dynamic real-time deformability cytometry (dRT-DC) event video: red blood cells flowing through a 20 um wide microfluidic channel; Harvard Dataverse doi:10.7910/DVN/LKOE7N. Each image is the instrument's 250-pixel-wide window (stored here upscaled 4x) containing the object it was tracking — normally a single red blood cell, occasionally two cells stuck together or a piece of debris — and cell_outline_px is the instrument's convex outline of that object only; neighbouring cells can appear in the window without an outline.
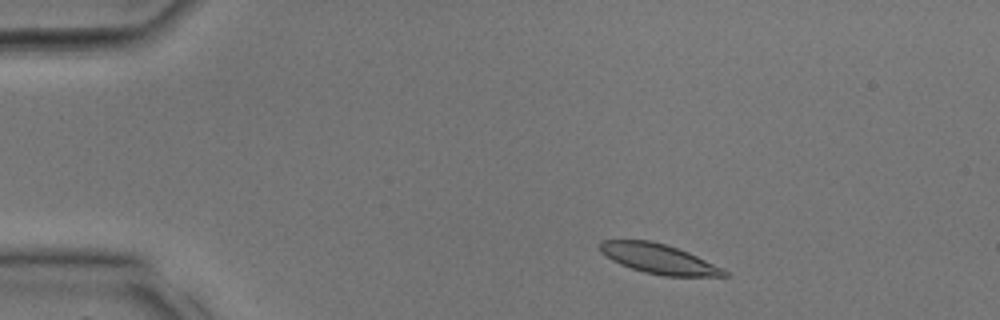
{"species": "common noctule bat (a hibernating species)", "species_latin": "Nyctalus noctula", "temperature_condition": "room temperature", "stored_images_in_passage": 28, "camera_frame_rate_fps": 3000, "um_per_image_px": 0.085, "animal": {"sex": "male", "body_mass_g": 17.9, "forearm_length_mm": 54.2}, "frame": {"image": 1, "passage_image": 2, "time_ms": 0.333, "image_size_px": [1000, 320], "cell_outline_px": [[728, 276], [664, 276], [644, 272], [620, 264], [612, 260], [600, 252], [600, 240], [648, 240], [664, 244], [688, 252], [724, 268], [728, 272]], "centroid_in_image_um": [56.0, 22.0], "position_along_channel_um": 29.0, "area_um2": 21.39}}
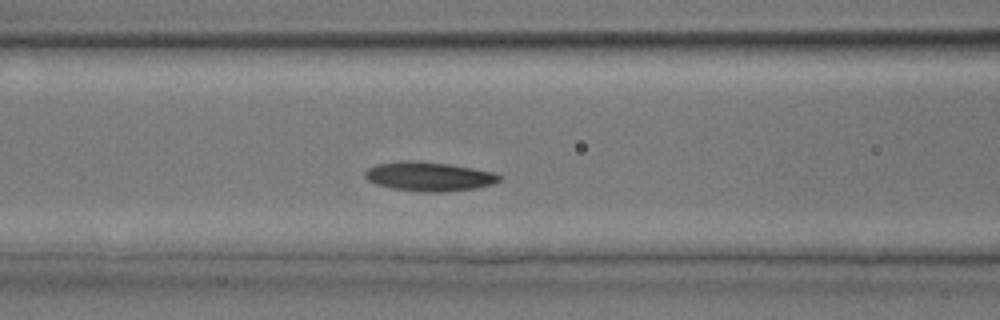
{"frame": {"image": 2, "passage_image": 10, "time_ms": 3.0, "image_size_px": [1000, 320], "cell_outline_px": [[504, 176], [500, 180], [492, 184], [476, 188], [444, 192], [420, 192], [392, 188], [376, 184], [368, 180], [364, 176], [364, 172], [368, 168], [376, 164], [400, 160], [416, 160], [448, 164], [472, 168], [492, 172]], "centroid_in_image_um": [36.44, 14.99], "position_along_channel_um": 130.2, "area_um2": 23.0}}
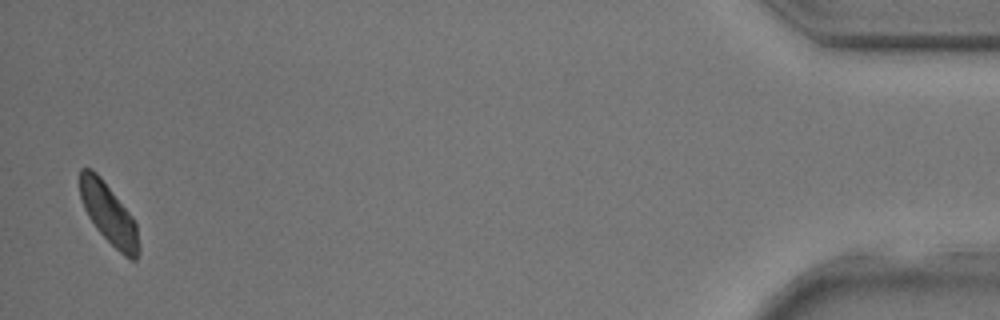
{"frame": {"image": 3, "passage_image": 28, "time_ms": 9.0, "image_size_px": [1000, 320], "cell_outline_px": [[140, 252], [136, 260], [132, 260], [124, 256], [96, 228], [88, 216], [84, 208], [80, 196], [80, 168], [92, 168], [100, 176], [132, 216], [136, 224], [140, 248]], "centroid_in_image_um": [9.25, 18.18], "position_along_channel_um": 425.9, "area_um2": 20.58}}